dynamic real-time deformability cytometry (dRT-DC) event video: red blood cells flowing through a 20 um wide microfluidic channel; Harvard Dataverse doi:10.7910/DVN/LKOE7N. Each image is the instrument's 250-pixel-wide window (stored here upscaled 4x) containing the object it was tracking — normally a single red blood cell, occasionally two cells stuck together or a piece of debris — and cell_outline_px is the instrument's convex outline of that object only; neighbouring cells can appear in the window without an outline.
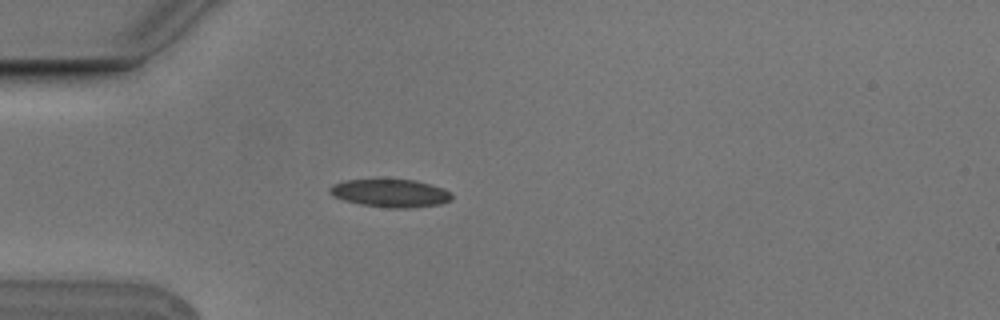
{"species": "Egyptian fruit bat (a non-hibernating species)", "species_latin": "Rousettus aegyptiacus", "temperature_condition": "cold", "stored_images_in_passage": 4, "camera_frame_rate_fps": 3000, "um_per_image_px": 0.085, "animal": {"sex": "male"}, "frame": {"image": 1, "passage_image": 4, "time_ms": 1.0, "image_size_px": [1000, 320], "cell_outline_px": [[452, 200], [440, 204], [412, 208], [388, 208], [360, 204], [344, 200], [332, 196], [328, 192], [328, 188], [332, 184], [344, 180], [376, 176], [416, 180], [444, 188], [452, 196]], "centroid_in_image_um": [33.11, 16.36], "position_along_channel_um": 51.9, "area_um2": 20.98}}